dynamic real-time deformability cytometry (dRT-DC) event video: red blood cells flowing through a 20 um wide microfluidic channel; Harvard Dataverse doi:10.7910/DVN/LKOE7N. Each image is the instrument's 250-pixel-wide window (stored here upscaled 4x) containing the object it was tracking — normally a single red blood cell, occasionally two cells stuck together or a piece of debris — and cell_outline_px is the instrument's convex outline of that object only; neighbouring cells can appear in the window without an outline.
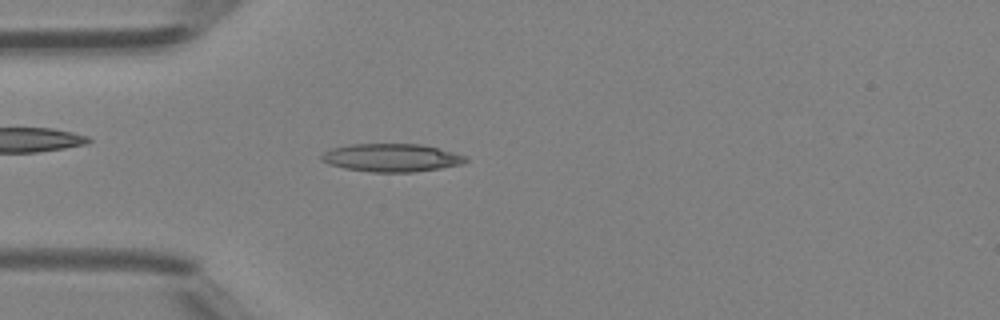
{"species": "Egyptian fruit bat (a non-hibernating species)", "species_latin": "Rousettus aegyptiacus", "temperature_condition": "room temperature", "stored_images_in_passage": 47, "camera_frame_rate_fps": 3000, "um_per_image_px": 0.085, "animal": {"sex": "female"}, "frame": {"image": 1, "passage_image": 13, "time_ms": 4.0, "image_size_px": [1000, 320], "cell_outline_px": [[468, 160], [464, 164], [416, 172], [372, 172], [344, 168], [328, 164], [320, 160], [320, 156], [324, 152], [332, 148], [348, 144], [424, 144], [468, 156]], "centroid_in_image_um": [33.3, 13.4], "position_along_channel_um": 51.7, "area_um2": 23.81}}
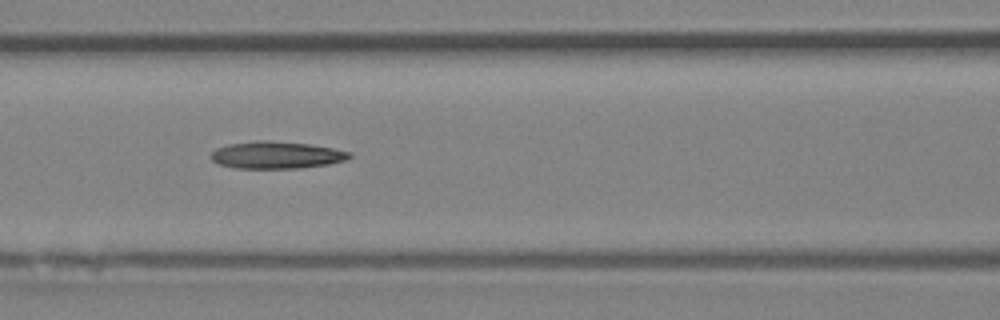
{"frame": {"image": 2, "passage_image": 20, "time_ms": 6.333, "image_size_px": [1000, 320], "cell_outline_px": [[352, 156], [344, 160], [328, 164], [300, 168], [236, 168], [216, 164], [208, 156], [216, 148], [228, 144], [256, 140], [272, 140], [312, 144], [352, 152]], "centroid_in_image_um": [23.46, 13.17], "position_along_channel_um": 143.1, "area_um2": 22.2}}
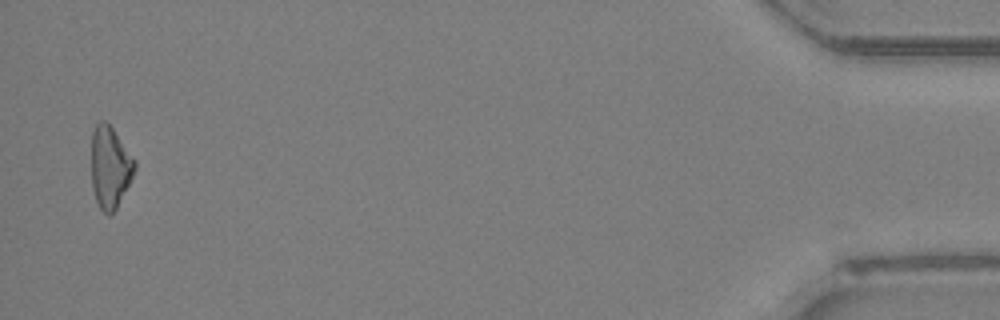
{"frame": {"image": 3, "passage_image": 46, "time_ms": 15.0, "image_size_px": [1000, 320], "cell_outline_px": [[136, 168], [116, 208], [108, 216], [100, 208], [96, 200], [92, 188], [92, 132], [96, 124], [100, 120], [104, 120], [112, 128], [136, 160]], "centroid_in_image_um": [9.34, 14.19], "position_along_channel_um": 425.9, "area_um2": 20.35}}